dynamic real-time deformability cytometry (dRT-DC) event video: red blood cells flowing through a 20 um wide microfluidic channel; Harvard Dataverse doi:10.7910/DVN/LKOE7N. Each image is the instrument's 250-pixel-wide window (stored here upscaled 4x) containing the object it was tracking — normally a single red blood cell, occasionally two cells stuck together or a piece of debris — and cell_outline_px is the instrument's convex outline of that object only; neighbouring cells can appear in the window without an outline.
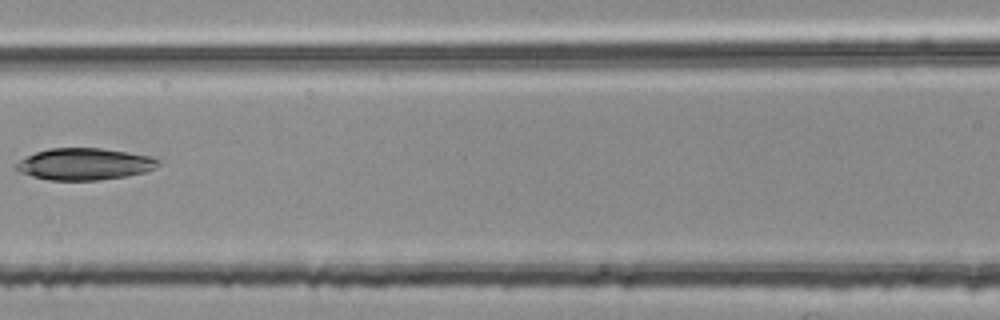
{"species": "common noctule bat (a hibernating species)", "species_latin": "Nyctalus noctula", "temperature_condition": "room temperature", "stored_images_in_passage": 7, "camera_frame_rate_fps": 3000, "um_per_image_px": 0.085, "animal": {"sex": "female", "body_mass_g": 25.1}, "frame": {"image": 1, "passage_image": 6, "time_ms": 1.667, "image_size_px": [1000, 320], "cell_outline_px": [[160, 164], [156, 168], [144, 172], [128, 176], [100, 180], [48, 180], [32, 176], [20, 172], [16, 168], [16, 164], [20, 160], [36, 152], [48, 148], [100, 148], [128, 152], [152, 156], [160, 160]], "centroid_in_image_um": [7.23, 13.94], "position_along_channel_um": 159.4, "area_um2": 26.36}}
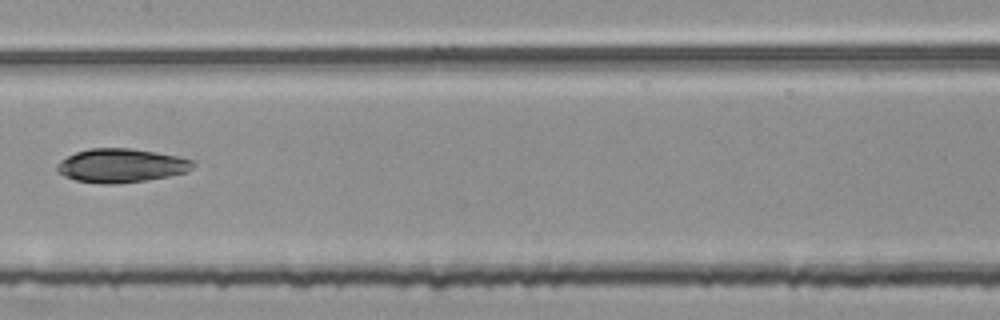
{"frame": {"image": 2, "passage_image": 7, "time_ms": 2.0, "image_size_px": [1000, 320], "cell_outline_px": [[196, 164], [188, 172], [168, 176], [144, 180], [116, 184], [100, 184], [76, 180], [64, 176], [56, 172], [56, 164], [60, 160], [76, 152], [92, 148], [132, 148], [156, 152], [176, 156], [192, 160]], "centroid_in_image_um": [10.28, 14.07], "position_along_channel_um": 197.1, "area_um2": 26.82}}